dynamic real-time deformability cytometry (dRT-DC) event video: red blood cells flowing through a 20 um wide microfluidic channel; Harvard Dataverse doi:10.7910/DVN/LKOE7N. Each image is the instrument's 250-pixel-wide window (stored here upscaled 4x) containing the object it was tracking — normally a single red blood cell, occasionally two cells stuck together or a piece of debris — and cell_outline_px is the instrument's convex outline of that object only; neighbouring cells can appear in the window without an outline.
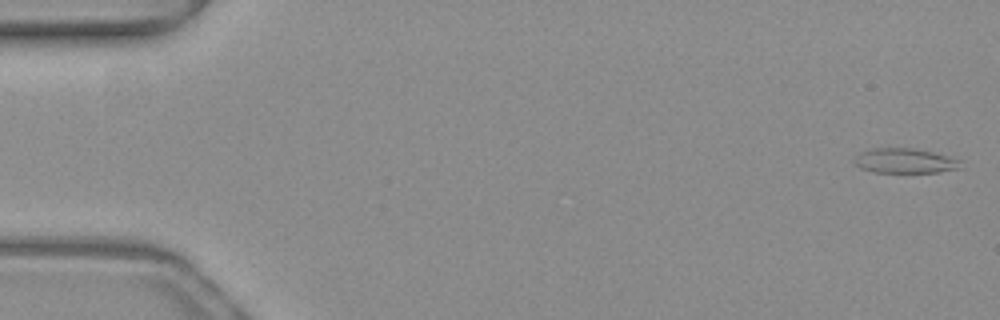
{"species": "common noctule bat (a hibernating species)", "species_latin": "Nyctalus noctula", "temperature_condition": "warm", "stored_images_in_passage": 51, "camera_frame_rate_fps": 3000, "um_per_image_px": 0.085, "animal": {"sex": "female", "body_mass_g": 19.3, "forearm_length_mm": 54.1}, "frame": {"image": 1, "passage_image": 1, "time_ms": 0.0, "image_size_px": [1000, 320], "cell_outline_px": [[960, 168], [936, 172], [872, 172], [860, 168], [856, 164], [856, 156], [860, 152], [872, 148], [912, 148], [932, 152], [960, 160]], "centroid_in_image_um": [76.88, 13.67], "position_along_channel_um": 8.1, "area_um2": 15.09}}
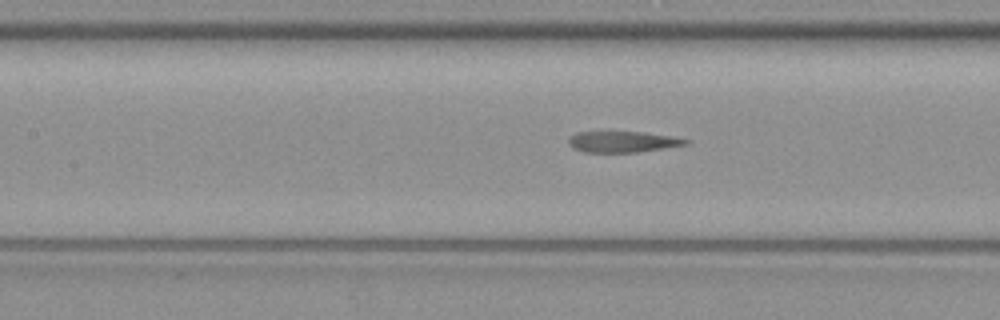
{"frame": {"image": 2, "passage_image": 23, "time_ms": 7.333, "image_size_px": [1000, 320], "cell_outline_px": [[692, 140], [688, 144], [636, 152], [584, 152], [572, 148], [568, 144], [568, 140], [576, 132], [644, 132]], "centroid_in_image_um": [52.9, 12.05], "position_along_channel_um": 154.5, "area_um2": 14.16}}
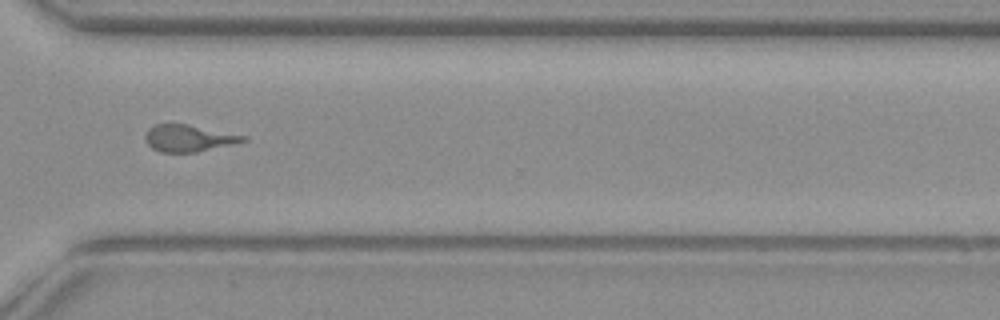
{"frame": {"image": 3, "passage_image": 38, "time_ms": 12.333, "image_size_px": [1000, 320], "cell_outline_px": [[248, 140], [232, 144], [196, 152], [160, 152], [152, 148], [144, 140], [144, 136], [148, 128], [156, 124], [188, 124], [248, 136]], "centroid_in_image_um": [16.02, 11.74], "position_along_channel_um": 354.6, "area_um2": 15.32}}